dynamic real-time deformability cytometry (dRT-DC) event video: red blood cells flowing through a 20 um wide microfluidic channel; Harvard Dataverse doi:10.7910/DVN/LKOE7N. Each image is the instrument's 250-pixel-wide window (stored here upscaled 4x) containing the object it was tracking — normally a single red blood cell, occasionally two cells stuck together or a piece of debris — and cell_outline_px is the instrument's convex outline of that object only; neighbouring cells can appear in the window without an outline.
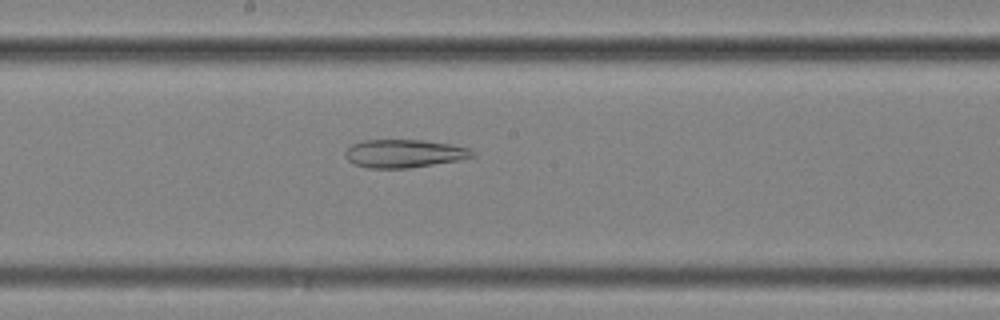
{"species": "common noctule bat (a hibernating species)", "species_latin": "Nyctalus noctula", "temperature_condition": "cold", "stored_images_in_passage": 55, "camera_frame_rate_fps": 3000, "um_per_image_px": 0.085, "animal": {"sex": "female", "body_mass_g": 25.1}, "frame": {"image": 1, "passage_image": 30, "time_ms": 9.667, "image_size_px": [1000, 320], "cell_outline_px": [[476, 156], [456, 160], [408, 168], [368, 168], [352, 164], [344, 156], [344, 152], [352, 144], [360, 140], [424, 140], [472, 148], [476, 152]], "centroid_in_image_um": [34.32, 13.04], "position_along_channel_um": 213.9, "area_um2": 20.92}}
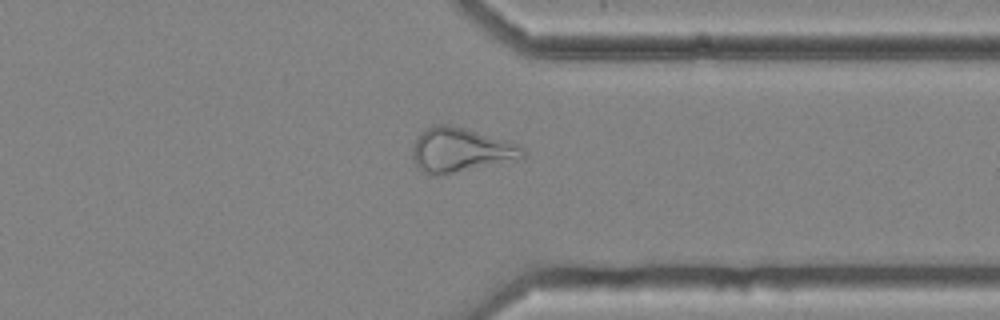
{"frame": {"image": 2, "passage_image": 43, "time_ms": 14.0, "image_size_px": [1000, 320], "cell_outline_px": [[524, 160], [428, 176], [416, 164], [412, 156], [412, 148], [416, 136], [432, 124], [444, 124], [464, 128], [520, 144], [524, 148]], "centroid_in_image_um": [39.18, 12.75], "position_along_channel_um": 372.2, "area_um2": 28.55}}
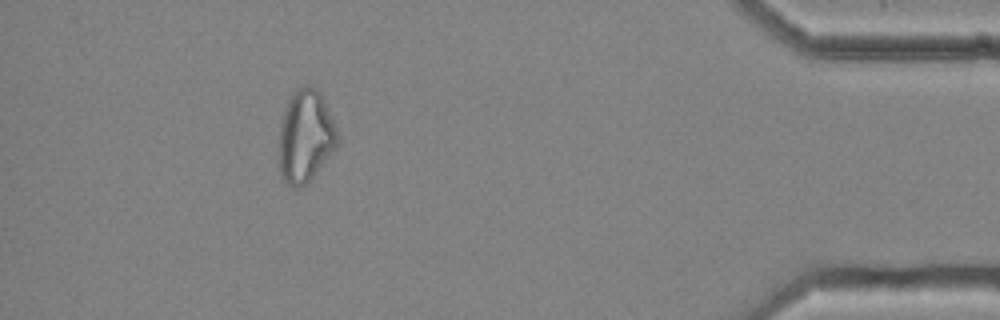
{"frame": {"image": 3, "passage_image": 50, "time_ms": 16.333, "image_size_px": [1000, 320], "cell_outline_px": [[340, 140], [336, 148], [312, 176], [300, 188], [292, 188], [280, 180], [280, 124], [288, 100], [292, 92], [300, 84], [308, 84], [316, 88], [320, 92], [340, 136]], "centroid_in_image_um": [25.96, 11.56], "position_along_channel_um": 409.2, "area_um2": 31.62}, "authors_computed_cell_mechanics": {"area_um2": 29.8826, "velocity_mm_per_s": 3.6641, "shape_relaxation_time_tau1_ms": null, "shape_relaxation_time_tau2_ms": 5.4236, "deformation_change_tau1": null, "deformation_change_tau2": 0.1537}}